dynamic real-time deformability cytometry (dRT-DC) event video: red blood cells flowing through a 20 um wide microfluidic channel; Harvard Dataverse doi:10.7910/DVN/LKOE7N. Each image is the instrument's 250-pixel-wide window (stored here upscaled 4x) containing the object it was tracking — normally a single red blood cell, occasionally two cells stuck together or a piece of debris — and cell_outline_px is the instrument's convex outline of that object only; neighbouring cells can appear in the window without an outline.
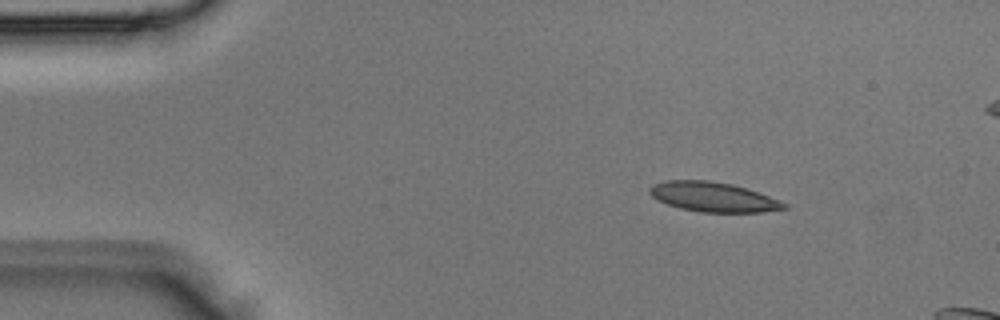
{"species": "Egyptian fruit bat (a non-hibernating species)", "species_latin": "Rousettus aegyptiacus", "temperature_condition": "room temperature", "stored_images_in_passage": 3, "camera_frame_rate_fps": 3000, "um_per_image_px": 0.085, "animal": {"sex": "male"}, "frame": {"image": 1, "passage_image": 1, "time_ms": 0.0, "image_size_px": [1000, 320], "cell_outline_px": [[788, 208], [760, 212], [700, 212], [680, 208], [668, 204], [652, 196], [648, 192], [648, 188], [652, 184], [664, 180], [708, 180], [732, 184], [748, 188], [760, 192], [780, 200], [788, 204]], "centroid_in_image_um": [60.64, 16.73], "position_along_channel_um": 24.4, "area_um2": 23.41}}